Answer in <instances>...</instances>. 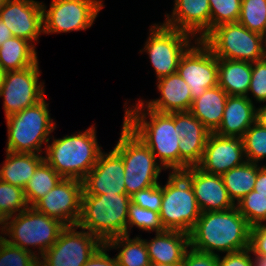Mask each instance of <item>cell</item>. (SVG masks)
<instances>
[{
	"instance_id": "obj_1",
	"label": "cell",
	"mask_w": 266,
	"mask_h": 266,
	"mask_svg": "<svg viewBox=\"0 0 266 266\" xmlns=\"http://www.w3.org/2000/svg\"><path fill=\"white\" fill-rule=\"evenodd\" d=\"M123 123L151 150L164 170L180 172V136L175 131V112H156L139 100L125 108Z\"/></svg>"
},
{
	"instance_id": "obj_2",
	"label": "cell",
	"mask_w": 266,
	"mask_h": 266,
	"mask_svg": "<svg viewBox=\"0 0 266 266\" xmlns=\"http://www.w3.org/2000/svg\"><path fill=\"white\" fill-rule=\"evenodd\" d=\"M250 229L236 206L229 210L201 212L189 234L190 248L217 256V252L245 250L250 247Z\"/></svg>"
},
{
	"instance_id": "obj_3",
	"label": "cell",
	"mask_w": 266,
	"mask_h": 266,
	"mask_svg": "<svg viewBox=\"0 0 266 266\" xmlns=\"http://www.w3.org/2000/svg\"><path fill=\"white\" fill-rule=\"evenodd\" d=\"M47 146V147H46ZM45 146L44 160L62 177L83 180L102 152L92 125L83 133L65 135Z\"/></svg>"
},
{
	"instance_id": "obj_4",
	"label": "cell",
	"mask_w": 266,
	"mask_h": 266,
	"mask_svg": "<svg viewBox=\"0 0 266 266\" xmlns=\"http://www.w3.org/2000/svg\"><path fill=\"white\" fill-rule=\"evenodd\" d=\"M131 197L127 194L82 195L78 228L87 230L103 243L126 235Z\"/></svg>"
},
{
	"instance_id": "obj_5",
	"label": "cell",
	"mask_w": 266,
	"mask_h": 266,
	"mask_svg": "<svg viewBox=\"0 0 266 266\" xmlns=\"http://www.w3.org/2000/svg\"><path fill=\"white\" fill-rule=\"evenodd\" d=\"M45 98L37 104L6 117V151L42 154V144H48L56 123L50 117Z\"/></svg>"
},
{
	"instance_id": "obj_6",
	"label": "cell",
	"mask_w": 266,
	"mask_h": 266,
	"mask_svg": "<svg viewBox=\"0 0 266 266\" xmlns=\"http://www.w3.org/2000/svg\"><path fill=\"white\" fill-rule=\"evenodd\" d=\"M11 219V220H10ZM66 226L37 211L34 207H28L23 212L16 213L5 219V240L10 244L32 252L36 257H41L57 241L61 231ZM31 247H38V253Z\"/></svg>"
},
{
	"instance_id": "obj_7",
	"label": "cell",
	"mask_w": 266,
	"mask_h": 266,
	"mask_svg": "<svg viewBox=\"0 0 266 266\" xmlns=\"http://www.w3.org/2000/svg\"><path fill=\"white\" fill-rule=\"evenodd\" d=\"M124 162L126 194L134 193L158 184L159 174L164 168L155 155L124 123L121 136L113 148Z\"/></svg>"
},
{
	"instance_id": "obj_8",
	"label": "cell",
	"mask_w": 266,
	"mask_h": 266,
	"mask_svg": "<svg viewBox=\"0 0 266 266\" xmlns=\"http://www.w3.org/2000/svg\"><path fill=\"white\" fill-rule=\"evenodd\" d=\"M160 219L165 230L190 234L201 211L189 180L181 172H170L163 186Z\"/></svg>"
},
{
	"instance_id": "obj_9",
	"label": "cell",
	"mask_w": 266,
	"mask_h": 266,
	"mask_svg": "<svg viewBox=\"0 0 266 266\" xmlns=\"http://www.w3.org/2000/svg\"><path fill=\"white\" fill-rule=\"evenodd\" d=\"M202 41L217 58L250 63L264 59V36L239 22L216 26Z\"/></svg>"
},
{
	"instance_id": "obj_10",
	"label": "cell",
	"mask_w": 266,
	"mask_h": 266,
	"mask_svg": "<svg viewBox=\"0 0 266 266\" xmlns=\"http://www.w3.org/2000/svg\"><path fill=\"white\" fill-rule=\"evenodd\" d=\"M192 35L162 24H153L142 53L146 51L157 79L177 73L181 56L191 46Z\"/></svg>"
},
{
	"instance_id": "obj_11",
	"label": "cell",
	"mask_w": 266,
	"mask_h": 266,
	"mask_svg": "<svg viewBox=\"0 0 266 266\" xmlns=\"http://www.w3.org/2000/svg\"><path fill=\"white\" fill-rule=\"evenodd\" d=\"M42 2L43 34L81 31L93 25L102 0H52L50 7Z\"/></svg>"
},
{
	"instance_id": "obj_12",
	"label": "cell",
	"mask_w": 266,
	"mask_h": 266,
	"mask_svg": "<svg viewBox=\"0 0 266 266\" xmlns=\"http://www.w3.org/2000/svg\"><path fill=\"white\" fill-rule=\"evenodd\" d=\"M181 56L177 73L189 85L192 100L218 85V58L202 41L195 40Z\"/></svg>"
},
{
	"instance_id": "obj_13",
	"label": "cell",
	"mask_w": 266,
	"mask_h": 266,
	"mask_svg": "<svg viewBox=\"0 0 266 266\" xmlns=\"http://www.w3.org/2000/svg\"><path fill=\"white\" fill-rule=\"evenodd\" d=\"M77 225L66 226L42 256L45 266H84L103 242Z\"/></svg>"
},
{
	"instance_id": "obj_14",
	"label": "cell",
	"mask_w": 266,
	"mask_h": 266,
	"mask_svg": "<svg viewBox=\"0 0 266 266\" xmlns=\"http://www.w3.org/2000/svg\"><path fill=\"white\" fill-rule=\"evenodd\" d=\"M39 62L22 70L5 72L0 97L5 118L40 102L45 97L44 82L39 83Z\"/></svg>"
},
{
	"instance_id": "obj_15",
	"label": "cell",
	"mask_w": 266,
	"mask_h": 266,
	"mask_svg": "<svg viewBox=\"0 0 266 266\" xmlns=\"http://www.w3.org/2000/svg\"><path fill=\"white\" fill-rule=\"evenodd\" d=\"M82 193L81 180L62 178L33 207L65 226L77 225L81 216Z\"/></svg>"
},
{
	"instance_id": "obj_16",
	"label": "cell",
	"mask_w": 266,
	"mask_h": 266,
	"mask_svg": "<svg viewBox=\"0 0 266 266\" xmlns=\"http://www.w3.org/2000/svg\"><path fill=\"white\" fill-rule=\"evenodd\" d=\"M124 162L114 150L101 152L97 163L82 180V195L126 194Z\"/></svg>"
},
{
	"instance_id": "obj_17",
	"label": "cell",
	"mask_w": 266,
	"mask_h": 266,
	"mask_svg": "<svg viewBox=\"0 0 266 266\" xmlns=\"http://www.w3.org/2000/svg\"><path fill=\"white\" fill-rule=\"evenodd\" d=\"M0 19L4 21L14 37L28 40L32 44L43 32L42 2L35 0H5Z\"/></svg>"
},
{
	"instance_id": "obj_18",
	"label": "cell",
	"mask_w": 266,
	"mask_h": 266,
	"mask_svg": "<svg viewBox=\"0 0 266 266\" xmlns=\"http://www.w3.org/2000/svg\"><path fill=\"white\" fill-rule=\"evenodd\" d=\"M245 161L242 137H224L211 132L197 167L209 174L222 175Z\"/></svg>"
},
{
	"instance_id": "obj_19",
	"label": "cell",
	"mask_w": 266,
	"mask_h": 266,
	"mask_svg": "<svg viewBox=\"0 0 266 266\" xmlns=\"http://www.w3.org/2000/svg\"><path fill=\"white\" fill-rule=\"evenodd\" d=\"M190 182L201 212L223 211L235 207L221 175L209 174L197 166L181 172Z\"/></svg>"
},
{
	"instance_id": "obj_20",
	"label": "cell",
	"mask_w": 266,
	"mask_h": 266,
	"mask_svg": "<svg viewBox=\"0 0 266 266\" xmlns=\"http://www.w3.org/2000/svg\"><path fill=\"white\" fill-rule=\"evenodd\" d=\"M175 131L180 136V172H182L201 162L211 131L189 111L175 112Z\"/></svg>"
},
{
	"instance_id": "obj_21",
	"label": "cell",
	"mask_w": 266,
	"mask_h": 266,
	"mask_svg": "<svg viewBox=\"0 0 266 266\" xmlns=\"http://www.w3.org/2000/svg\"><path fill=\"white\" fill-rule=\"evenodd\" d=\"M171 14H166L164 24L192 35L194 40H202L210 32L209 0H174Z\"/></svg>"
},
{
	"instance_id": "obj_22",
	"label": "cell",
	"mask_w": 266,
	"mask_h": 266,
	"mask_svg": "<svg viewBox=\"0 0 266 266\" xmlns=\"http://www.w3.org/2000/svg\"><path fill=\"white\" fill-rule=\"evenodd\" d=\"M157 88L161 94L158 99L141 100L147 108L160 113L190 111L193 103L191 90L178 73L157 79Z\"/></svg>"
},
{
	"instance_id": "obj_23",
	"label": "cell",
	"mask_w": 266,
	"mask_h": 266,
	"mask_svg": "<svg viewBox=\"0 0 266 266\" xmlns=\"http://www.w3.org/2000/svg\"><path fill=\"white\" fill-rule=\"evenodd\" d=\"M252 97L228 96L220 126L214 131L224 137H242L255 123L256 107Z\"/></svg>"
},
{
	"instance_id": "obj_24",
	"label": "cell",
	"mask_w": 266,
	"mask_h": 266,
	"mask_svg": "<svg viewBox=\"0 0 266 266\" xmlns=\"http://www.w3.org/2000/svg\"><path fill=\"white\" fill-rule=\"evenodd\" d=\"M144 242L150 261L158 264L182 263L190 249V235L181 231L156 232L155 238Z\"/></svg>"
},
{
	"instance_id": "obj_25",
	"label": "cell",
	"mask_w": 266,
	"mask_h": 266,
	"mask_svg": "<svg viewBox=\"0 0 266 266\" xmlns=\"http://www.w3.org/2000/svg\"><path fill=\"white\" fill-rule=\"evenodd\" d=\"M228 96L219 85L209 88L193 100L189 112L209 131L214 132L221 124Z\"/></svg>"
},
{
	"instance_id": "obj_26",
	"label": "cell",
	"mask_w": 266,
	"mask_h": 266,
	"mask_svg": "<svg viewBox=\"0 0 266 266\" xmlns=\"http://www.w3.org/2000/svg\"><path fill=\"white\" fill-rule=\"evenodd\" d=\"M252 63L218 58V85L230 96H247Z\"/></svg>"
},
{
	"instance_id": "obj_27",
	"label": "cell",
	"mask_w": 266,
	"mask_h": 266,
	"mask_svg": "<svg viewBox=\"0 0 266 266\" xmlns=\"http://www.w3.org/2000/svg\"><path fill=\"white\" fill-rule=\"evenodd\" d=\"M6 155L0 168V180L24 189L44 156L11 151H6Z\"/></svg>"
},
{
	"instance_id": "obj_28",
	"label": "cell",
	"mask_w": 266,
	"mask_h": 266,
	"mask_svg": "<svg viewBox=\"0 0 266 266\" xmlns=\"http://www.w3.org/2000/svg\"><path fill=\"white\" fill-rule=\"evenodd\" d=\"M37 58L35 45L23 38L12 37L0 46V67L4 72L33 66Z\"/></svg>"
},
{
	"instance_id": "obj_29",
	"label": "cell",
	"mask_w": 266,
	"mask_h": 266,
	"mask_svg": "<svg viewBox=\"0 0 266 266\" xmlns=\"http://www.w3.org/2000/svg\"><path fill=\"white\" fill-rule=\"evenodd\" d=\"M106 244L110 249L120 250L115 255L118 266H149L151 264L144 239L139 236L132 239L130 235L116 236L109 239Z\"/></svg>"
},
{
	"instance_id": "obj_30",
	"label": "cell",
	"mask_w": 266,
	"mask_h": 266,
	"mask_svg": "<svg viewBox=\"0 0 266 266\" xmlns=\"http://www.w3.org/2000/svg\"><path fill=\"white\" fill-rule=\"evenodd\" d=\"M221 177L229 198L236 204L254 189L257 179V163L245 161L242 165L223 173Z\"/></svg>"
},
{
	"instance_id": "obj_31",
	"label": "cell",
	"mask_w": 266,
	"mask_h": 266,
	"mask_svg": "<svg viewBox=\"0 0 266 266\" xmlns=\"http://www.w3.org/2000/svg\"><path fill=\"white\" fill-rule=\"evenodd\" d=\"M62 177L43 160L24 188L29 207H33L42 197L51 191Z\"/></svg>"
},
{
	"instance_id": "obj_32",
	"label": "cell",
	"mask_w": 266,
	"mask_h": 266,
	"mask_svg": "<svg viewBox=\"0 0 266 266\" xmlns=\"http://www.w3.org/2000/svg\"><path fill=\"white\" fill-rule=\"evenodd\" d=\"M250 31L266 34V0H242L238 18Z\"/></svg>"
},
{
	"instance_id": "obj_33",
	"label": "cell",
	"mask_w": 266,
	"mask_h": 266,
	"mask_svg": "<svg viewBox=\"0 0 266 266\" xmlns=\"http://www.w3.org/2000/svg\"><path fill=\"white\" fill-rule=\"evenodd\" d=\"M28 207L24 189L0 180V214L4 219Z\"/></svg>"
},
{
	"instance_id": "obj_34",
	"label": "cell",
	"mask_w": 266,
	"mask_h": 266,
	"mask_svg": "<svg viewBox=\"0 0 266 266\" xmlns=\"http://www.w3.org/2000/svg\"><path fill=\"white\" fill-rule=\"evenodd\" d=\"M133 226L140 228L142 231L163 232L165 231L162 225L160 214L152 210L141 208L140 206L130 203L128 210V219L126 226V235H130L129 231Z\"/></svg>"
},
{
	"instance_id": "obj_35",
	"label": "cell",
	"mask_w": 266,
	"mask_h": 266,
	"mask_svg": "<svg viewBox=\"0 0 266 266\" xmlns=\"http://www.w3.org/2000/svg\"><path fill=\"white\" fill-rule=\"evenodd\" d=\"M235 206L239 213L247 220L252 227L261 225L266 221V196L260 195L252 190L239 200Z\"/></svg>"
},
{
	"instance_id": "obj_36",
	"label": "cell",
	"mask_w": 266,
	"mask_h": 266,
	"mask_svg": "<svg viewBox=\"0 0 266 266\" xmlns=\"http://www.w3.org/2000/svg\"><path fill=\"white\" fill-rule=\"evenodd\" d=\"M242 138L246 161L258 164L266 158V129L254 123Z\"/></svg>"
},
{
	"instance_id": "obj_37",
	"label": "cell",
	"mask_w": 266,
	"mask_h": 266,
	"mask_svg": "<svg viewBox=\"0 0 266 266\" xmlns=\"http://www.w3.org/2000/svg\"><path fill=\"white\" fill-rule=\"evenodd\" d=\"M242 0H209L210 31L224 23L238 22Z\"/></svg>"
},
{
	"instance_id": "obj_38",
	"label": "cell",
	"mask_w": 266,
	"mask_h": 266,
	"mask_svg": "<svg viewBox=\"0 0 266 266\" xmlns=\"http://www.w3.org/2000/svg\"><path fill=\"white\" fill-rule=\"evenodd\" d=\"M36 256L0 238V266H28Z\"/></svg>"
},
{
	"instance_id": "obj_39",
	"label": "cell",
	"mask_w": 266,
	"mask_h": 266,
	"mask_svg": "<svg viewBox=\"0 0 266 266\" xmlns=\"http://www.w3.org/2000/svg\"><path fill=\"white\" fill-rule=\"evenodd\" d=\"M163 185L159 183L134 193L131 202L154 212H160L163 199Z\"/></svg>"
},
{
	"instance_id": "obj_40",
	"label": "cell",
	"mask_w": 266,
	"mask_h": 266,
	"mask_svg": "<svg viewBox=\"0 0 266 266\" xmlns=\"http://www.w3.org/2000/svg\"><path fill=\"white\" fill-rule=\"evenodd\" d=\"M250 92L258 103L266 102V59L252 63Z\"/></svg>"
},
{
	"instance_id": "obj_41",
	"label": "cell",
	"mask_w": 266,
	"mask_h": 266,
	"mask_svg": "<svg viewBox=\"0 0 266 266\" xmlns=\"http://www.w3.org/2000/svg\"><path fill=\"white\" fill-rule=\"evenodd\" d=\"M249 248L255 257L266 258V224L251 227Z\"/></svg>"
},
{
	"instance_id": "obj_42",
	"label": "cell",
	"mask_w": 266,
	"mask_h": 266,
	"mask_svg": "<svg viewBox=\"0 0 266 266\" xmlns=\"http://www.w3.org/2000/svg\"><path fill=\"white\" fill-rule=\"evenodd\" d=\"M252 251L250 248H247L245 250L232 252V253H226L225 256L220 257V255L217 256L218 258V265L219 266H254V259H251Z\"/></svg>"
},
{
	"instance_id": "obj_43",
	"label": "cell",
	"mask_w": 266,
	"mask_h": 266,
	"mask_svg": "<svg viewBox=\"0 0 266 266\" xmlns=\"http://www.w3.org/2000/svg\"><path fill=\"white\" fill-rule=\"evenodd\" d=\"M182 266H219L217 255L197 252L190 248L184 256Z\"/></svg>"
},
{
	"instance_id": "obj_44",
	"label": "cell",
	"mask_w": 266,
	"mask_h": 266,
	"mask_svg": "<svg viewBox=\"0 0 266 266\" xmlns=\"http://www.w3.org/2000/svg\"><path fill=\"white\" fill-rule=\"evenodd\" d=\"M107 250H111L106 243H103L84 266H118L116 257L111 258Z\"/></svg>"
},
{
	"instance_id": "obj_45",
	"label": "cell",
	"mask_w": 266,
	"mask_h": 266,
	"mask_svg": "<svg viewBox=\"0 0 266 266\" xmlns=\"http://www.w3.org/2000/svg\"><path fill=\"white\" fill-rule=\"evenodd\" d=\"M254 191L260 195L266 196V166L257 164V179L254 185Z\"/></svg>"
},
{
	"instance_id": "obj_46",
	"label": "cell",
	"mask_w": 266,
	"mask_h": 266,
	"mask_svg": "<svg viewBox=\"0 0 266 266\" xmlns=\"http://www.w3.org/2000/svg\"><path fill=\"white\" fill-rule=\"evenodd\" d=\"M255 123H257L262 128L266 129V104L256 108V118Z\"/></svg>"
},
{
	"instance_id": "obj_47",
	"label": "cell",
	"mask_w": 266,
	"mask_h": 266,
	"mask_svg": "<svg viewBox=\"0 0 266 266\" xmlns=\"http://www.w3.org/2000/svg\"><path fill=\"white\" fill-rule=\"evenodd\" d=\"M13 36L12 32L10 29L6 26L4 21L0 19V46L2 43L8 39H11Z\"/></svg>"
},
{
	"instance_id": "obj_48",
	"label": "cell",
	"mask_w": 266,
	"mask_h": 266,
	"mask_svg": "<svg viewBox=\"0 0 266 266\" xmlns=\"http://www.w3.org/2000/svg\"><path fill=\"white\" fill-rule=\"evenodd\" d=\"M28 266H45V263L43 259L41 260V257H36Z\"/></svg>"
},
{
	"instance_id": "obj_49",
	"label": "cell",
	"mask_w": 266,
	"mask_h": 266,
	"mask_svg": "<svg viewBox=\"0 0 266 266\" xmlns=\"http://www.w3.org/2000/svg\"><path fill=\"white\" fill-rule=\"evenodd\" d=\"M254 266H266V258L255 257Z\"/></svg>"
},
{
	"instance_id": "obj_50",
	"label": "cell",
	"mask_w": 266,
	"mask_h": 266,
	"mask_svg": "<svg viewBox=\"0 0 266 266\" xmlns=\"http://www.w3.org/2000/svg\"><path fill=\"white\" fill-rule=\"evenodd\" d=\"M4 77H5V72L0 67V94H1V91H2V87H3Z\"/></svg>"
},
{
	"instance_id": "obj_51",
	"label": "cell",
	"mask_w": 266,
	"mask_h": 266,
	"mask_svg": "<svg viewBox=\"0 0 266 266\" xmlns=\"http://www.w3.org/2000/svg\"><path fill=\"white\" fill-rule=\"evenodd\" d=\"M149 266H182V263L177 264H158V263H152Z\"/></svg>"
},
{
	"instance_id": "obj_52",
	"label": "cell",
	"mask_w": 266,
	"mask_h": 266,
	"mask_svg": "<svg viewBox=\"0 0 266 266\" xmlns=\"http://www.w3.org/2000/svg\"><path fill=\"white\" fill-rule=\"evenodd\" d=\"M0 229H1V234L4 233V231H5V219L1 214H0Z\"/></svg>"
},
{
	"instance_id": "obj_53",
	"label": "cell",
	"mask_w": 266,
	"mask_h": 266,
	"mask_svg": "<svg viewBox=\"0 0 266 266\" xmlns=\"http://www.w3.org/2000/svg\"><path fill=\"white\" fill-rule=\"evenodd\" d=\"M264 59H266V34L264 35Z\"/></svg>"
},
{
	"instance_id": "obj_54",
	"label": "cell",
	"mask_w": 266,
	"mask_h": 266,
	"mask_svg": "<svg viewBox=\"0 0 266 266\" xmlns=\"http://www.w3.org/2000/svg\"><path fill=\"white\" fill-rule=\"evenodd\" d=\"M4 2H5V0H0V10H1V8H2Z\"/></svg>"
}]
</instances>
